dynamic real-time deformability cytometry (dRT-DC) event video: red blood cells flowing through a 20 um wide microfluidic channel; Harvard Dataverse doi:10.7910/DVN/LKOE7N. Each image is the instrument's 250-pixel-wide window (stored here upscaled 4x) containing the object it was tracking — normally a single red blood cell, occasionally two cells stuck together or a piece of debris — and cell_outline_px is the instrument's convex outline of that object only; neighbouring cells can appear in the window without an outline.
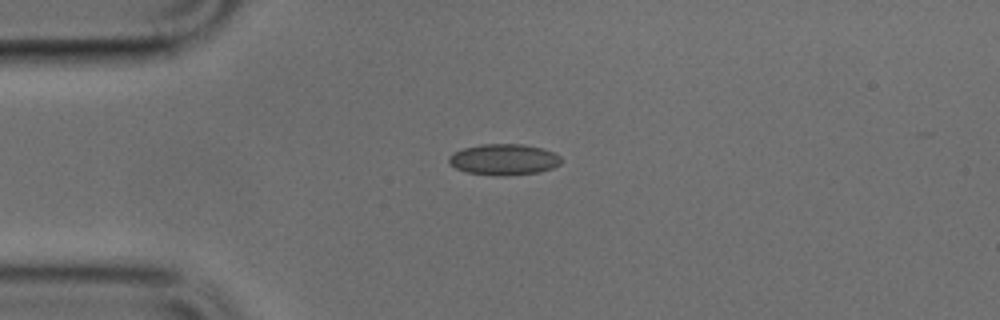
{"species": "common noctule bat (a hibernating species)", "species_latin": "Nyctalus noctula", "temperature_condition": "cold", "stored_images_in_passage": 28, "camera_frame_rate_fps": 3000, "um_per_image_px": 0.085, "animal": {"sex": "male", "body_mass_g": 17.9, "forearm_length_mm": 54.2}, "frame": {"image": 1, "passage_image": 1, "time_ms": 0.0, "image_size_px": [1000, 320], "cell_outline_px": [[560, 164], [552, 168], [540, 172], [468, 172], [456, 168], [448, 160], [448, 156], [452, 152], [464, 148], [480, 144], [524, 144], [544, 148], [560, 156]], "centroid_in_image_um": [42.83, 13.48], "position_along_channel_um": 42.2, "area_um2": 19.25}}
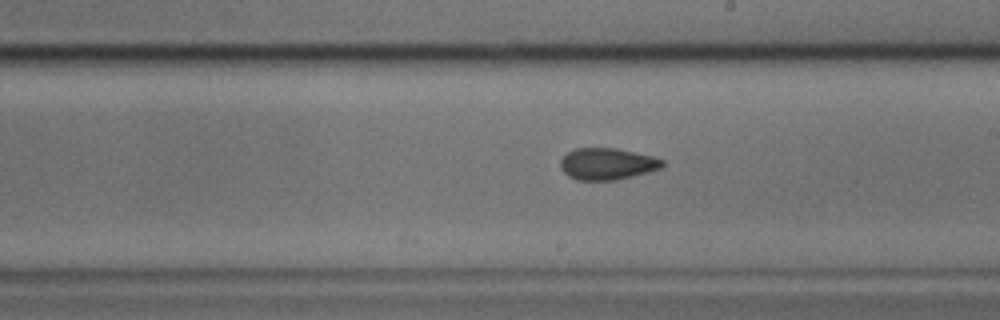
{"frame": {"image": 2, "passage_image": 17, "time_ms": 5.333, "image_size_px": [1000, 320], "cell_outline_px": [[664, 164], [660, 168], [648, 172], [616, 180], [576, 180], [568, 176], [560, 168], [560, 160], [568, 152], [576, 148], [616, 148], [652, 156], [664, 160]], "centroid_in_image_um": [51.59, 13.93], "position_along_channel_um": 237.4, "area_um2": 18.79}}
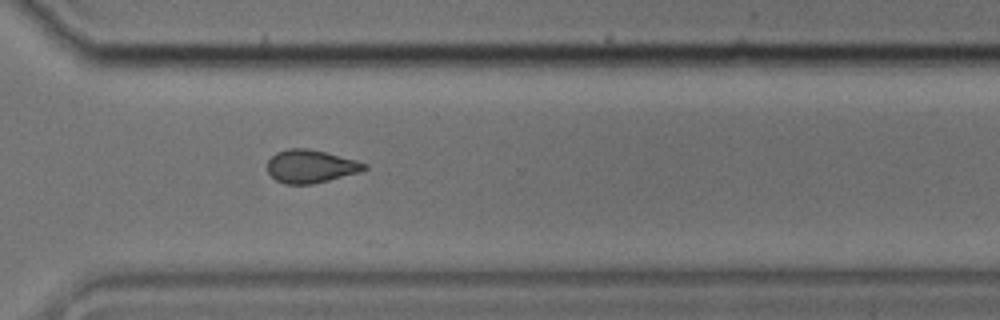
{"frame": {"image": 3, "passage_image": 25, "time_ms": 8.0, "image_size_px": [1000, 320], "cell_outline_px": [[368, 168], [360, 172], [312, 184], [284, 184], [276, 180], [268, 172], [268, 160], [276, 152], [288, 148], [308, 148], [356, 160], [368, 164]], "centroid_in_image_um": [26.41, 14.13], "position_along_channel_um": 344.2, "area_um2": 18.61}}